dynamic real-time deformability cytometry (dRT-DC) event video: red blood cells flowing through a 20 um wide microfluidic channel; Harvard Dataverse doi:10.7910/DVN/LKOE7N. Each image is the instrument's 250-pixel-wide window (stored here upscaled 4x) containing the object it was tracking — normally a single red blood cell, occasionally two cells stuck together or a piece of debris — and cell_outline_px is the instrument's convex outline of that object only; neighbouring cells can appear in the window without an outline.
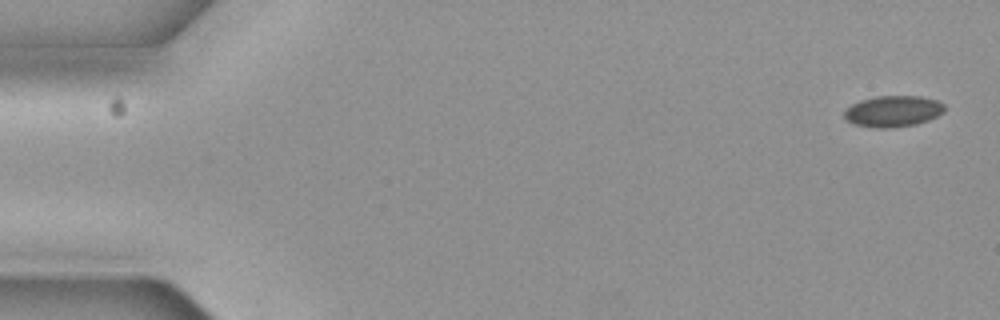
{"species": "common noctule bat (a hibernating species)", "species_latin": "Nyctalus noctula", "temperature_condition": "cold", "stored_images_in_passage": 6, "camera_frame_rate_fps": 3000, "um_per_image_px": 0.085, "animal": {"sex": "female", "body_mass_g": 19.3, "forearm_length_mm": 54.1}, "frame": {"image": 1, "passage_image": 1, "time_ms": 0.0, "image_size_px": [1000, 320], "cell_outline_px": [[944, 112], [928, 120], [916, 124], [892, 128], [876, 128], [856, 124], [848, 120], [844, 116], [844, 112], [852, 104], [860, 100], [876, 96], [920, 96], [936, 100], [944, 104]], "centroid_in_image_um": [75.92, 9.45], "position_along_channel_um": 9.1, "area_um2": 18.09}}
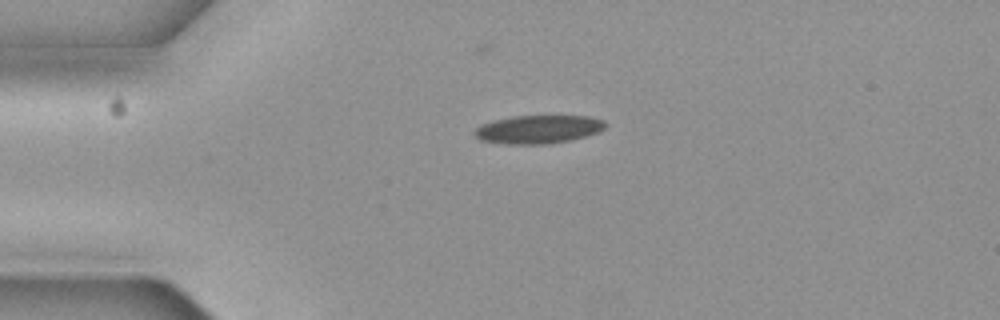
{"frame": {"image": 2, "passage_image": 5, "time_ms": 1.333, "image_size_px": [1000, 320], "cell_outline_px": [[608, 124], [604, 128], [596, 132], [572, 140], [548, 144], [504, 144], [480, 140], [472, 132], [480, 124], [492, 120], [512, 116], [588, 116], [604, 120]], "centroid_in_image_um": [45.72, 10.99], "position_along_channel_um": 39.3, "area_um2": 21.73}}
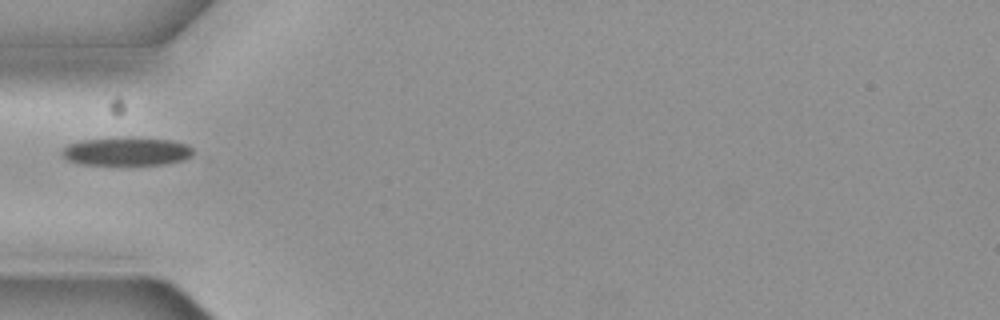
{"frame": {"image": 3, "passage_image": 6, "time_ms": 1.667, "image_size_px": [1000, 320], "cell_outline_px": [[192, 156], [184, 160], [164, 164], [84, 164], [68, 160], [60, 152], [68, 144], [84, 140], [132, 136], [172, 140], [188, 144], [192, 148]], "centroid_in_image_um": [10.81, 12.85], "position_along_channel_um": 74.2, "area_um2": 21.73}}